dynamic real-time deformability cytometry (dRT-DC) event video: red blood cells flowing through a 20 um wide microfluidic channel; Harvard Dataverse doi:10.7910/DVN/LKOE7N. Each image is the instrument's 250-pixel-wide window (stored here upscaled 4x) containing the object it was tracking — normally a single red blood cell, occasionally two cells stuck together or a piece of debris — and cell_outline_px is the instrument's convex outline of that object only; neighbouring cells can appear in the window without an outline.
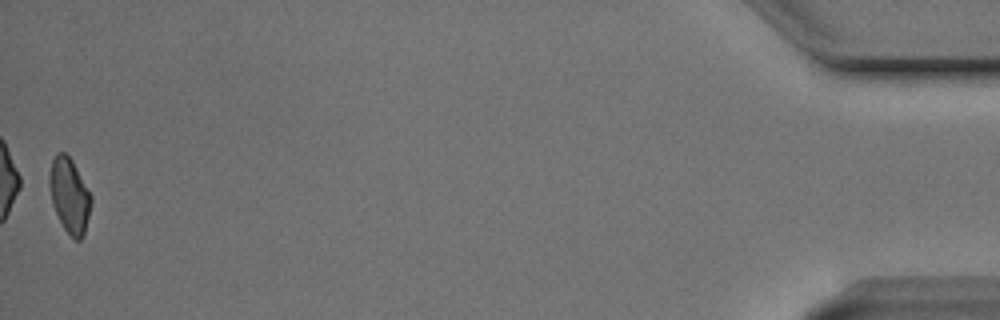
{"species": "Egyptian fruit bat (a non-hibernating species)", "species_latin": "Rousettus aegyptiacus", "temperature_condition": "cold", "stored_images_in_passage": 54, "camera_frame_rate_fps": 3000, "um_per_image_px": 0.085, "animal": {"sex": "male"}, "frame": {"image": 1, "passage_image": 54, "time_ms": 17.667, "image_size_px": [1000, 320], "cell_outline_px": [[92, 200], [84, 232], [80, 240], [76, 240], [64, 228], [52, 204], [48, 180], [52, 160], [56, 152], [64, 152], [72, 160], [92, 196]], "centroid_in_image_um": [5.89, 16.57], "position_along_channel_um": 429.3, "area_um2": 17.86}, "authors_computed_cell_mechanics": {"area_um2": 19.3919, "velocity_mm_per_s": 3.7253, "shape_relaxation_time_tau1_ms": 4.078, "shape_relaxation_time_tau2_ms": 3.5124, "deformation_change_tau1": 0.101, "deformation_change_tau2": 0.0911}}